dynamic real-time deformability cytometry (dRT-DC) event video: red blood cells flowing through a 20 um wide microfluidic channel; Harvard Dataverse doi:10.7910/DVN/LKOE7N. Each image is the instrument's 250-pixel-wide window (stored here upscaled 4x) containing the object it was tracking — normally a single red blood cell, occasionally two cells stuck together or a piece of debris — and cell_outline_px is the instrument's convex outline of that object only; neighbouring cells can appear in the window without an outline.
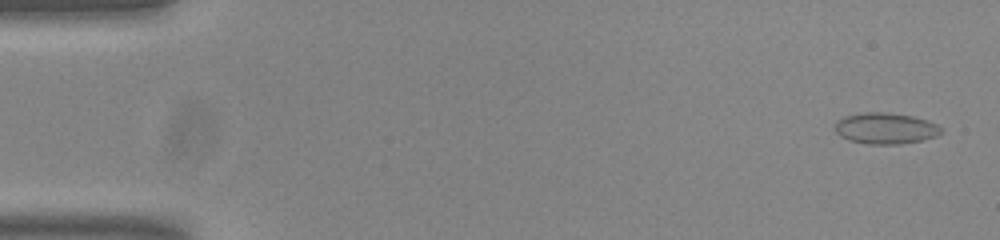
{"species": "common noctule bat (a hibernating species)", "species_latin": "Nyctalus noctula", "temperature_condition": "room temperature", "stored_images_in_passage": 54, "camera_frame_rate_fps": 3000, "um_per_image_px": 0.085, "animal": {"sex": "male", "body_mass_g": 20.0, "forearm_length_mm": 53.3}, "frame": {"image": 1, "passage_image": 2, "time_ms": 0.333, "image_size_px": [1000, 240], "cell_outline_px": [[944, 132], [936, 136], [924, 140], [900, 144], [864, 144], [848, 140], [840, 136], [836, 132], [836, 120], [844, 116], [864, 112], [888, 112], [912, 116], [928, 120], [944, 128]], "centroid_in_image_um": [75.29, 10.91], "position_along_channel_um": 9.7, "area_um2": 19.59}}
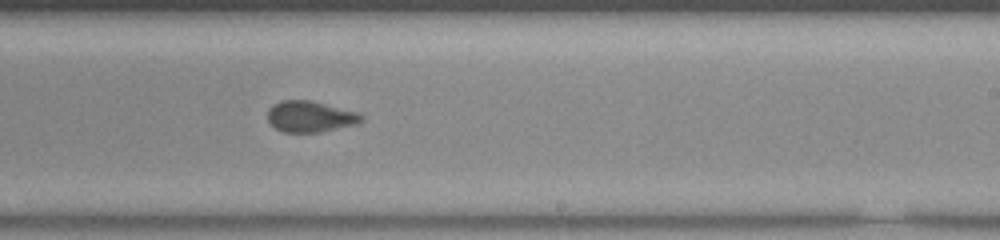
{"frame": {"image": 2, "passage_image": 33, "time_ms": 10.667, "image_size_px": [1000, 240], "cell_outline_px": [[364, 120], [356, 124], [320, 132], [284, 132], [276, 128], [268, 120], [268, 108], [272, 104], [280, 100], [308, 100], [356, 112], [364, 116]], "centroid_in_image_um": [26.34, 9.9], "position_along_channel_um": 262.7, "area_um2": 16.82}}
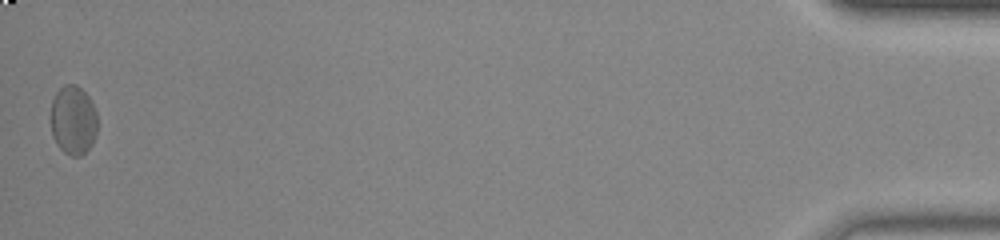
{"frame": {"image": 3, "passage_image": 54, "time_ms": 17.667, "image_size_px": [1000, 240], "cell_outline_px": [[96, 136], [92, 144], [80, 156], [72, 156], [64, 152], [56, 144], [52, 136], [52, 100], [56, 92], [64, 84], [76, 84], [88, 96], [96, 112]], "centroid_in_image_um": [6.22, 10.21], "position_along_channel_um": 429.0, "area_um2": 18.61}, "authors_computed_cell_mechanics": {"area_um2": 17.5134, "velocity_mm_per_s": 3.7404, "shape_relaxation_time_tau1_ms": null, "shape_relaxation_time_tau2_ms": 1.0827, "deformation_change_tau1": null, "deformation_change_tau2": 0.0653}}